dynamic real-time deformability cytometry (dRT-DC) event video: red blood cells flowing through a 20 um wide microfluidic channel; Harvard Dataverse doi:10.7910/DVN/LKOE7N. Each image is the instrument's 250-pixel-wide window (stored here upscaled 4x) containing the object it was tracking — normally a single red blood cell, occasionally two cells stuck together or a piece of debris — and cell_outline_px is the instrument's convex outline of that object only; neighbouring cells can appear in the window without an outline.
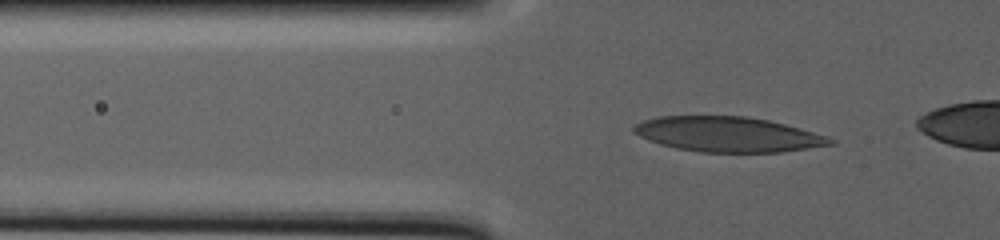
{"species": "human", "species_latin": "Homo sapiens", "temperature_condition": "warm", "stored_images_in_passage": 23, "camera_frame_rate_fps": 3000, "um_per_image_px": 0.085, "donor": {"sex": "male"}, "frame": {"image": 1, "passage_image": 17, "time_ms": 7.667, "image_size_px": [1000, 240], "cell_outline_px": [[836, 144], [780, 152], [700, 152], [676, 148], [660, 144], [648, 140], [632, 132], [632, 128], [636, 124], [644, 120], [656, 116], [748, 116], [768, 120], [784, 124], [828, 136], [836, 140]], "centroid_in_image_um": [61.87, 11.42], "position_along_channel_um": 63.9, "area_um2": 40.17}}